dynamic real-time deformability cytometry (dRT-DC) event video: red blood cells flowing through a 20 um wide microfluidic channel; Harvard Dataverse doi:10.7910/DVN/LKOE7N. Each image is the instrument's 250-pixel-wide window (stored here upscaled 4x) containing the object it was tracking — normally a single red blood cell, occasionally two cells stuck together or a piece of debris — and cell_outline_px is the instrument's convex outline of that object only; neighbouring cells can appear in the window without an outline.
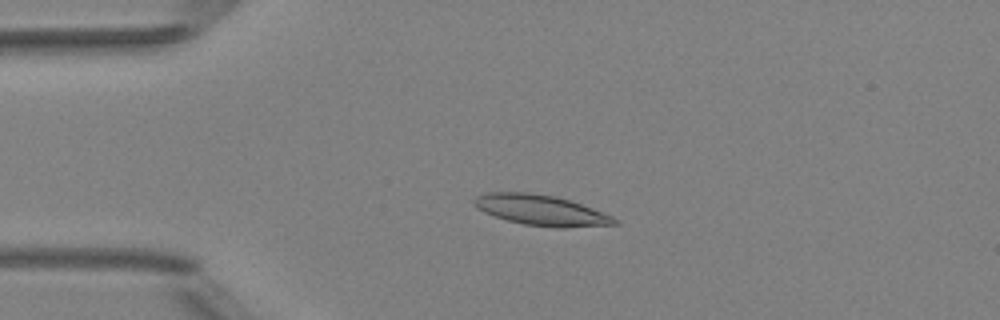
{"species": "Egyptian fruit bat (a non-hibernating species)", "species_latin": "Rousettus aegyptiacus", "temperature_condition": "room temperature", "stored_images_in_passage": 3, "camera_frame_rate_fps": 3000, "um_per_image_px": 0.085, "animal": {"sex": "female"}, "frame": {"image": 1, "passage_image": 2, "time_ms": 2.0, "image_size_px": [1000, 320], "cell_outline_px": [[620, 224], [564, 228], [556, 228], [524, 224], [508, 220], [484, 212], [476, 208], [472, 200], [476, 196], [488, 192], [528, 192], [556, 196], [572, 200], [612, 216], [620, 220]], "centroid_in_image_um": [46.02, 17.86], "position_along_channel_um": 39.0, "area_um2": 25.14}}